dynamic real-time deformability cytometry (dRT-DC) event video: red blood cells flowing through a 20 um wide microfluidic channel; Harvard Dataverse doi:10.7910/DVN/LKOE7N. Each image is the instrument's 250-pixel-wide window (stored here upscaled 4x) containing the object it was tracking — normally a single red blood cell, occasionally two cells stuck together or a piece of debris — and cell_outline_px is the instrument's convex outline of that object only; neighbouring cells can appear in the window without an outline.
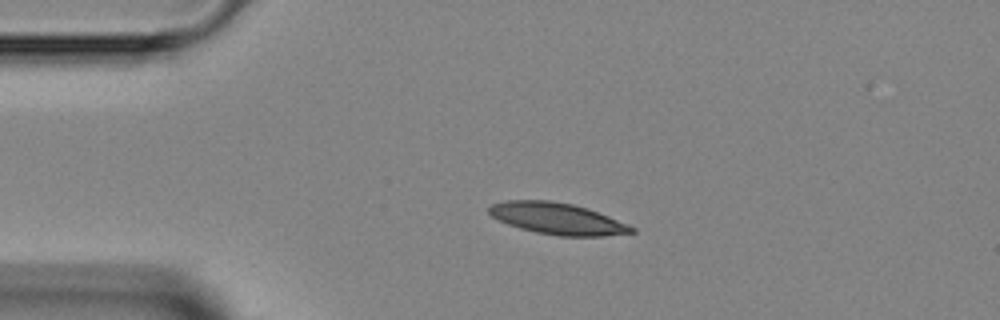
{"species": "Egyptian fruit bat (a non-hibernating species)", "species_latin": "Rousettus aegyptiacus", "temperature_condition": "room temperature", "stored_images_in_passage": 5, "camera_frame_rate_fps": 3000, "um_per_image_px": 0.085, "animal": {"sex": "female"}, "frame": {"image": 1, "passage_image": 2, "time_ms": 1.0, "image_size_px": [1000, 320], "cell_outline_px": [[636, 232], [600, 236], [560, 236], [536, 232], [520, 228], [508, 224], [492, 216], [488, 212], [488, 208], [492, 204], [508, 200], [552, 200], [572, 204], [588, 208], [628, 224], [636, 228]], "centroid_in_image_um": [47.38, 18.57], "position_along_channel_um": 37.6, "area_um2": 26.07}}
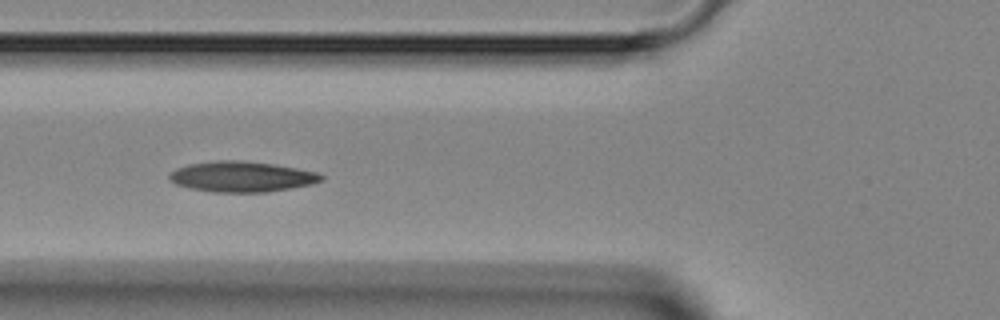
{"frame": {"image": 2, "passage_image": 4, "time_ms": 3.333, "image_size_px": [1000, 320], "cell_outline_px": [[324, 180], [312, 184], [268, 192], [212, 192], [192, 188], [176, 184], [168, 176], [176, 168], [188, 164], [220, 160], [236, 160], [272, 164], [296, 168], [316, 172], [324, 176]], "centroid_in_image_um": [20.57, 15.02], "position_along_channel_um": 105.2, "area_um2": 26.76}}
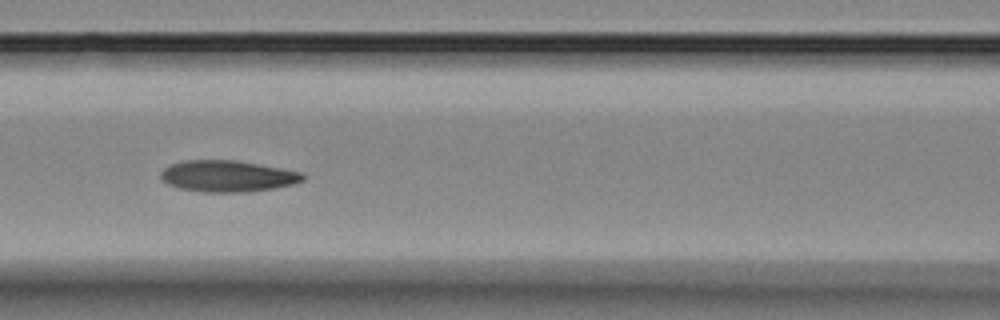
{"frame": {"image": 3, "passage_image": 5, "time_ms": 4.333, "image_size_px": [1000, 320], "cell_outline_px": [[308, 176], [304, 180], [292, 184], [276, 188], [244, 192], [204, 192], [180, 188], [168, 184], [160, 180], [160, 172], [168, 164], [184, 160], [236, 160], [304, 172]], "centroid_in_image_um": [19.34, 14.96], "position_along_channel_um": 147.3, "area_um2": 26.3}}